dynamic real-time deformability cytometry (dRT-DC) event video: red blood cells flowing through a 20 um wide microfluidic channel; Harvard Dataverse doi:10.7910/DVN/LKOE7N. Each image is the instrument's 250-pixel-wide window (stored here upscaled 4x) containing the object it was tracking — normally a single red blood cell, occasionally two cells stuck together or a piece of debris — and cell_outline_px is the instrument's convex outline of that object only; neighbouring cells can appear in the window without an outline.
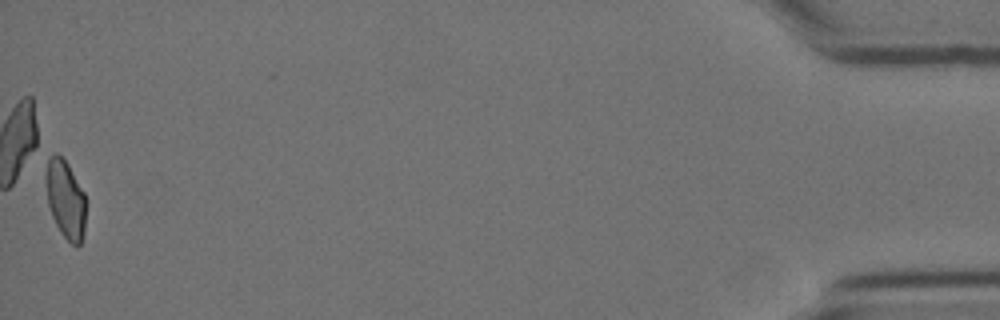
{"species": "Egyptian fruit bat (a non-hibernating species)", "species_latin": "Rousettus aegyptiacus", "temperature_condition": "cold", "stored_images_in_passage": 57, "camera_frame_rate_fps": 3000, "um_per_image_px": 0.085, "animal": {"sex": "female"}, "frame": {"image": 1, "passage_image": 57, "time_ms": 18.667, "image_size_px": [1000, 320], "cell_outline_px": [[84, 232], [80, 244], [76, 248], [60, 232], [52, 216], [48, 204], [44, 176], [48, 156], [56, 152], [68, 164], [84, 192]], "centroid_in_image_um": [5.53, 16.9], "position_along_channel_um": 429.7, "area_um2": 18.26}, "authors_computed_cell_mechanics": {"area_um2": 19.2474, "velocity_mm_per_s": 3.4823, "shape_relaxation_time_tau1_ms": 10.9585, "shape_relaxation_time_tau2_ms": 3.334, "deformation_change_tau1": 0.1856, "deformation_change_tau2": 0.0766}}